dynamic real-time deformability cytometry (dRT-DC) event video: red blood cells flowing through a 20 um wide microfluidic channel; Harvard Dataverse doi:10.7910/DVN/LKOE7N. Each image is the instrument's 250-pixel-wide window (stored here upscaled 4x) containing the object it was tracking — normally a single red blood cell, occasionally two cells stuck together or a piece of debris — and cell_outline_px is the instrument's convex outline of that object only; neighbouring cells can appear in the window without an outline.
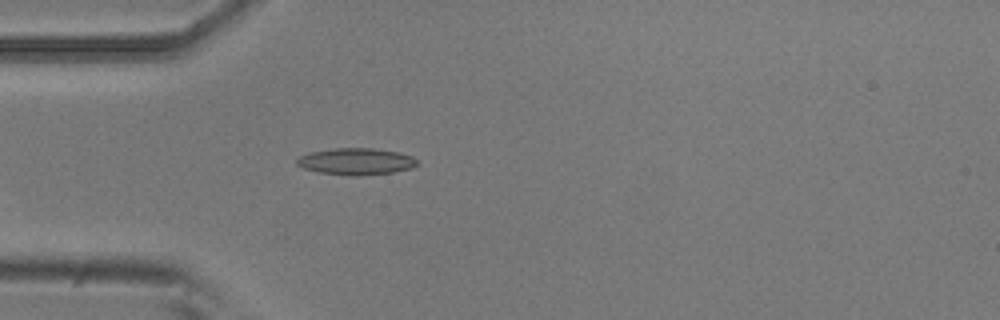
{"species": "common noctule bat (a hibernating species)", "species_latin": "Nyctalus noctula", "temperature_condition": "room temperature", "stored_images_in_passage": 5, "camera_frame_rate_fps": 3000, "um_per_image_px": 0.085, "animal": {"sex": "male", "body_mass_g": 20.5, "forearm_length_mm": 52.5}, "frame": {"image": 1, "passage_image": 5, "time_ms": 1.333, "image_size_px": [1000, 320], "cell_outline_px": [[420, 164], [412, 168], [392, 172], [356, 176], [352, 176], [320, 172], [304, 168], [296, 164], [296, 160], [300, 156], [312, 152], [336, 148], [372, 148], [396, 152], [412, 156]], "centroid_in_image_um": [30.29, 13.73], "position_along_channel_um": 54.7, "area_um2": 18.5}}